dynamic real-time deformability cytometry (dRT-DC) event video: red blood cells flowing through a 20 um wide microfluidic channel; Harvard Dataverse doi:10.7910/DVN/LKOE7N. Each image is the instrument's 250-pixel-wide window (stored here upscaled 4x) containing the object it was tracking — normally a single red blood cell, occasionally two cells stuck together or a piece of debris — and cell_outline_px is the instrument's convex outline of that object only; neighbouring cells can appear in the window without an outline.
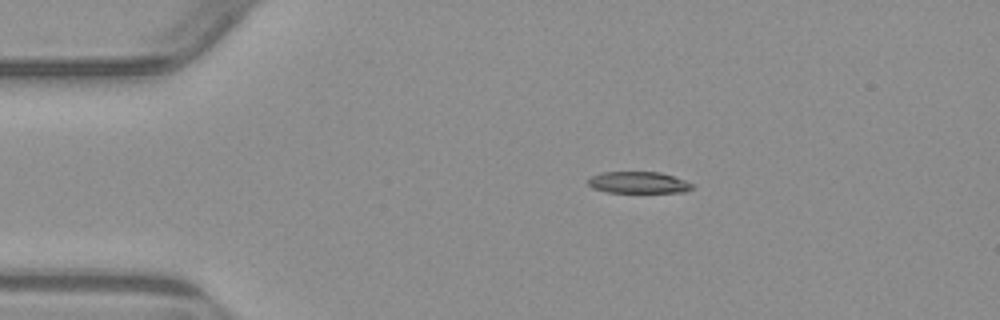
{"species": "common noctule bat (a hibernating species)", "species_latin": "Nyctalus noctula", "temperature_condition": "warm", "stored_images_in_passage": 4, "camera_frame_rate_fps": 3000, "um_per_image_px": 0.085, "animal": {"sex": "male", "body_mass_g": 23.1, "forearm_length_mm": 52.7}, "frame": {"image": 1, "passage_image": 2, "time_ms": 1.333, "image_size_px": [1000, 320], "cell_outline_px": [[696, 184], [692, 188], [684, 192], [608, 192], [592, 188], [588, 184], [588, 180], [592, 176], [600, 172], [660, 172]], "centroid_in_image_um": [54.27, 15.51], "position_along_channel_um": 30.7, "area_um2": 13.06}}
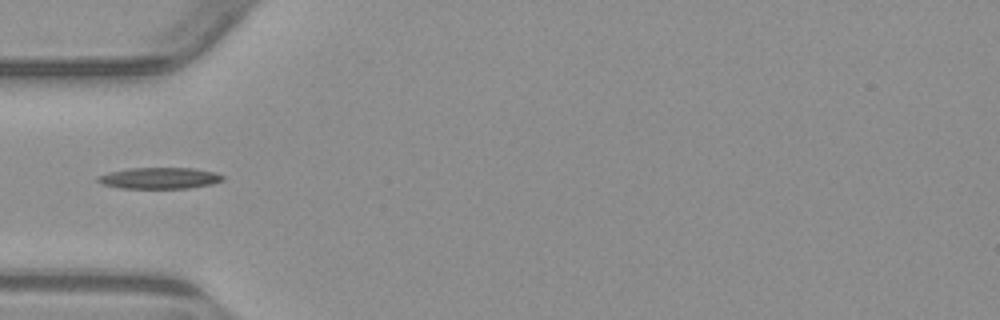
{"frame": {"image": 2, "passage_image": 4, "time_ms": 3.667, "image_size_px": [1000, 320], "cell_outline_px": [[224, 180], [212, 184], [188, 188], [120, 188], [100, 184], [96, 180], [96, 176], [108, 172], [128, 168], [196, 168], [216, 172], [224, 176]], "centroid_in_image_um": [13.54, 15.13], "position_along_channel_um": 71.5, "area_um2": 15.72}}